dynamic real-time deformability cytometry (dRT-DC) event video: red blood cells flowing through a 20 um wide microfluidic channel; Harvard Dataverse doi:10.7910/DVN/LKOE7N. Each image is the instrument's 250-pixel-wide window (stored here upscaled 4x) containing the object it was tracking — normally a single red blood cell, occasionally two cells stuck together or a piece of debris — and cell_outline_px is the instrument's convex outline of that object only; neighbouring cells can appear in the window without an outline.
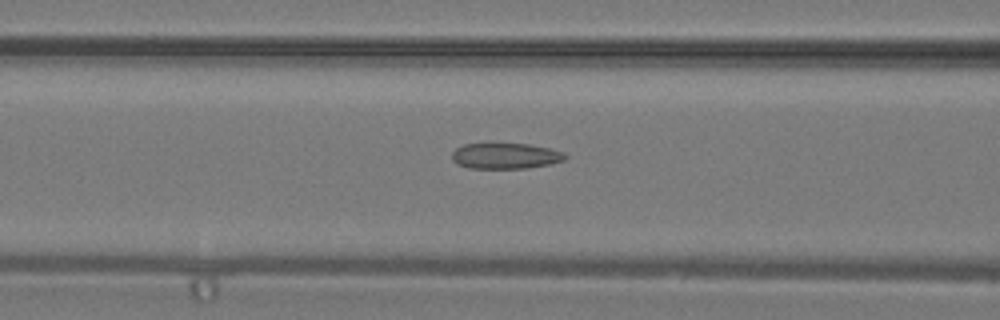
{"species": "common noctule bat (a hibernating species)", "species_latin": "Nyctalus noctula", "temperature_condition": "warm", "stored_images_in_passage": 38, "camera_frame_rate_fps": 3000, "um_per_image_px": 0.085, "animal": {"sex": "male", "body_mass_g": 19.2, "forearm_length_mm": 51.8}, "frame": {"image": 1, "passage_image": 17, "time_ms": 5.333, "image_size_px": [1000, 320], "cell_outline_px": [[568, 156], [564, 160], [548, 164], [528, 168], [468, 168], [456, 164], [452, 160], [452, 152], [456, 148], [464, 144], [496, 140], [528, 144], [548, 148], [564, 152]], "centroid_in_image_um": [42.9, 13.2], "position_along_channel_um": 123.7, "area_um2": 17.86}}
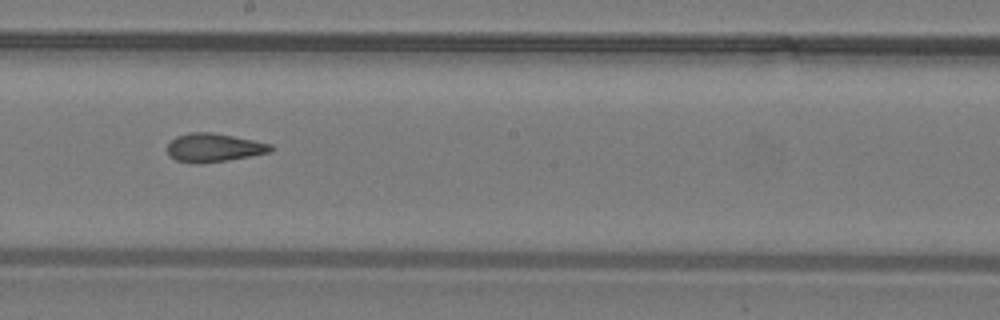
{"frame": {"image": 2, "passage_image": 23, "time_ms": 7.333, "image_size_px": [1000, 320], "cell_outline_px": [[276, 148], [272, 152], [252, 156], [228, 160], [200, 164], [192, 164], [176, 160], [168, 156], [168, 144], [176, 136], [192, 132], [212, 132], [272, 144]], "centroid_in_image_um": [18.2, 12.57], "position_along_channel_um": 230.0, "area_um2": 17.4}}
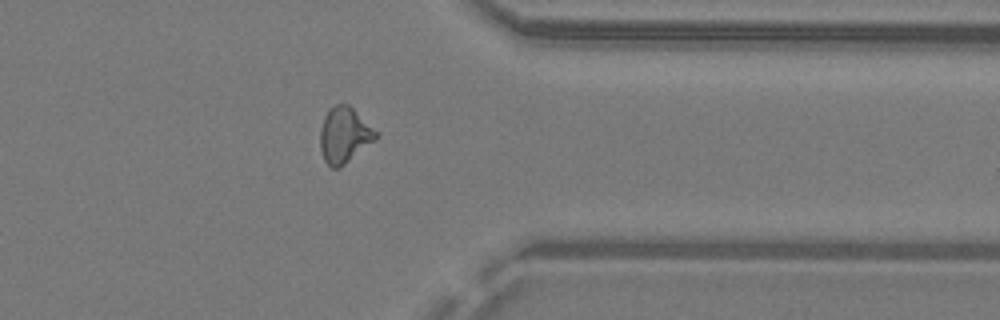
{"frame": {"image": 3, "passage_image": 32, "time_ms": 10.333, "image_size_px": [1000, 320], "cell_outline_px": [[380, 136], [340, 168], [332, 168], [324, 160], [320, 148], [320, 128], [324, 116], [336, 104], [348, 104], [380, 132]], "centroid_in_image_um": [29.3, 11.49], "position_along_channel_um": 382.1, "area_um2": 18.21}}